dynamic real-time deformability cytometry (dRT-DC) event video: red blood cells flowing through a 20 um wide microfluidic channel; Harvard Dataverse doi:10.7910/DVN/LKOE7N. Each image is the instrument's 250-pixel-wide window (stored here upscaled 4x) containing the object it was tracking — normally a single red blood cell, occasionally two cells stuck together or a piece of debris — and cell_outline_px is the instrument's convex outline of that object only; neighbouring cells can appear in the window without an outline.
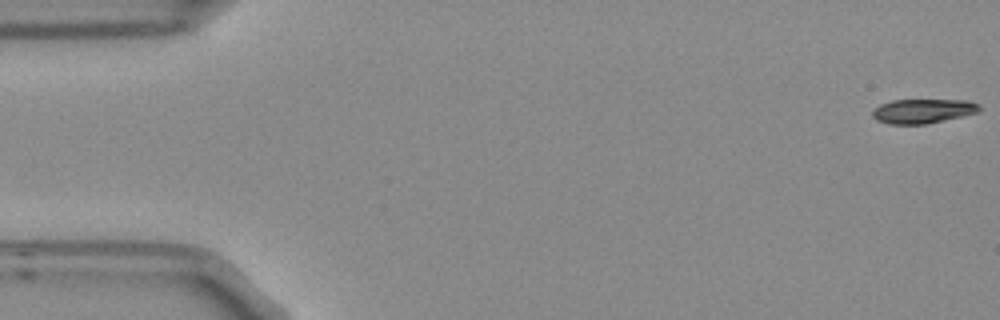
{"species": "Egyptian fruit bat (a non-hibernating species)", "species_latin": "Rousettus aegyptiacus", "temperature_condition": "room temperature", "stored_images_in_passage": 4, "camera_frame_rate_fps": 3000, "um_per_image_px": 0.085, "frame": {"image": 1, "passage_image": 1, "time_ms": 0.0, "image_size_px": [1000, 320], "cell_outline_px": [[980, 108], [976, 112], [944, 120], [924, 124], [888, 124], [876, 120], [872, 116], [872, 108], [880, 104], [892, 100], [968, 100], [980, 104]], "centroid_in_image_um": [78.38, 9.43], "position_along_channel_um": 6.6, "area_um2": 15.14}}